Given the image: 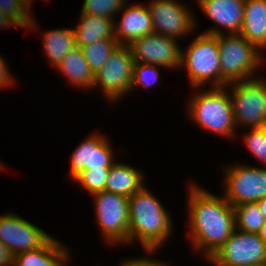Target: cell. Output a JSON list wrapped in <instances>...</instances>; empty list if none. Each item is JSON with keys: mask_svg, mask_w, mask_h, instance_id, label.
<instances>
[{"mask_svg": "<svg viewBox=\"0 0 266 266\" xmlns=\"http://www.w3.org/2000/svg\"><path fill=\"white\" fill-rule=\"evenodd\" d=\"M201 10L230 33L242 27L245 0H198Z\"/></svg>", "mask_w": 266, "mask_h": 266, "instance_id": "2e32d148", "label": "cell"}, {"mask_svg": "<svg viewBox=\"0 0 266 266\" xmlns=\"http://www.w3.org/2000/svg\"><path fill=\"white\" fill-rule=\"evenodd\" d=\"M113 157L108 140L92 134L74 150L70 160V175L74 179L84 169L111 167L115 163Z\"/></svg>", "mask_w": 266, "mask_h": 266, "instance_id": "5bb4252c", "label": "cell"}, {"mask_svg": "<svg viewBox=\"0 0 266 266\" xmlns=\"http://www.w3.org/2000/svg\"><path fill=\"white\" fill-rule=\"evenodd\" d=\"M118 45L116 38H104L80 48L89 67L96 74Z\"/></svg>", "mask_w": 266, "mask_h": 266, "instance_id": "cb8c5ba5", "label": "cell"}, {"mask_svg": "<svg viewBox=\"0 0 266 266\" xmlns=\"http://www.w3.org/2000/svg\"><path fill=\"white\" fill-rule=\"evenodd\" d=\"M224 198L232 205L257 202L266 197V169L245 166L226 170Z\"/></svg>", "mask_w": 266, "mask_h": 266, "instance_id": "30bf717a", "label": "cell"}, {"mask_svg": "<svg viewBox=\"0 0 266 266\" xmlns=\"http://www.w3.org/2000/svg\"><path fill=\"white\" fill-rule=\"evenodd\" d=\"M219 29L208 30L217 36L220 53V87L232 82L252 78L251 75L262 62L258 49L240 33H229L227 37Z\"/></svg>", "mask_w": 266, "mask_h": 266, "instance_id": "3957f363", "label": "cell"}, {"mask_svg": "<svg viewBox=\"0 0 266 266\" xmlns=\"http://www.w3.org/2000/svg\"><path fill=\"white\" fill-rule=\"evenodd\" d=\"M26 2H27L28 7L30 8V6H31V0H26Z\"/></svg>", "mask_w": 266, "mask_h": 266, "instance_id": "d590c367", "label": "cell"}, {"mask_svg": "<svg viewBox=\"0 0 266 266\" xmlns=\"http://www.w3.org/2000/svg\"><path fill=\"white\" fill-rule=\"evenodd\" d=\"M190 230L194 248L206 249L208 259L225 243L235 229L233 206L197 185L189 193Z\"/></svg>", "mask_w": 266, "mask_h": 266, "instance_id": "6da1fadb", "label": "cell"}, {"mask_svg": "<svg viewBox=\"0 0 266 266\" xmlns=\"http://www.w3.org/2000/svg\"><path fill=\"white\" fill-rule=\"evenodd\" d=\"M43 39L46 56L55 67L69 51L77 47L74 31L71 28L52 30L47 32Z\"/></svg>", "mask_w": 266, "mask_h": 266, "instance_id": "7402d4cb", "label": "cell"}, {"mask_svg": "<svg viewBox=\"0 0 266 266\" xmlns=\"http://www.w3.org/2000/svg\"><path fill=\"white\" fill-rule=\"evenodd\" d=\"M134 63L129 46L118 45L95 74L93 86L101 85L103 94L116 101L130 91Z\"/></svg>", "mask_w": 266, "mask_h": 266, "instance_id": "9c48e42d", "label": "cell"}, {"mask_svg": "<svg viewBox=\"0 0 266 266\" xmlns=\"http://www.w3.org/2000/svg\"><path fill=\"white\" fill-rule=\"evenodd\" d=\"M209 260L215 266H266V244L258 234L235 228Z\"/></svg>", "mask_w": 266, "mask_h": 266, "instance_id": "52a82bcc", "label": "cell"}, {"mask_svg": "<svg viewBox=\"0 0 266 266\" xmlns=\"http://www.w3.org/2000/svg\"><path fill=\"white\" fill-rule=\"evenodd\" d=\"M18 26V24L9 16L0 11V27L8 28L9 26Z\"/></svg>", "mask_w": 266, "mask_h": 266, "instance_id": "d6a6232c", "label": "cell"}, {"mask_svg": "<svg viewBox=\"0 0 266 266\" xmlns=\"http://www.w3.org/2000/svg\"><path fill=\"white\" fill-rule=\"evenodd\" d=\"M12 77L9 74L8 68L5 65L2 58H0V87H8L7 85H12Z\"/></svg>", "mask_w": 266, "mask_h": 266, "instance_id": "4dcf8cb0", "label": "cell"}, {"mask_svg": "<svg viewBox=\"0 0 266 266\" xmlns=\"http://www.w3.org/2000/svg\"><path fill=\"white\" fill-rule=\"evenodd\" d=\"M231 84L235 125L266 126V80L253 77Z\"/></svg>", "mask_w": 266, "mask_h": 266, "instance_id": "8992f818", "label": "cell"}, {"mask_svg": "<svg viewBox=\"0 0 266 266\" xmlns=\"http://www.w3.org/2000/svg\"><path fill=\"white\" fill-rule=\"evenodd\" d=\"M135 63L158 65L166 68L181 66V51L176 40L160 34H149L129 45Z\"/></svg>", "mask_w": 266, "mask_h": 266, "instance_id": "4fadbf2b", "label": "cell"}, {"mask_svg": "<svg viewBox=\"0 0 266 266\" xmlns=\"http://www.w3.org/2000/svg\"><path fill=\"white\" fill-rule=\"evenodd\" d=\"M142 179L135 168L116 162L110 167L105 191L129 198L143 186Z\"/></svg>", "mask_w": 266, "mask_h": 266, "instance_id": "ffe728a7", "label": "cell"}, {"mask_svg": "<svg viewBox=\"0 0 266 266\" xmlns=\"http://www.w3.org/2000/svg\"><path fill=\"white\" fill-rule=\"evenodd\" d=\"M124 3L125 0H84L81 13L113 20L112 16L121 8L123 9Z\"/></svg>", "mask_w": 266, "mask_h": 266, "instance_id": "4316f807", "label": "cell"}, {"mask_svg": "<svg viewBox=\"0 0 266 266\" xmlns=\"http://www.w3.org/2000/svg\"><path fill=\"white\" fill-rule=\"evenodd\" d=\"M181 66L187 68L192 86L201 87L214 80L213 87H220V53L217 36L203 33L188 47L181 51Z\"/></svg>", "mask_w": 266, "mask_h": 266, "instance_id": "5b68a950", "label": "cell"}, {"mask_svg": "<svg viewBox=\"0 0 266 266\" xmlns=\"http://www.w3.org/2000/svg\"><path fill=\"white\" fill-rule=\"evenodd\" d=\"M93 196L105 240L110 244L129 242V198L105 190Z\"/></svg>", "mask_w": 266, "mask_h": 266, "instance_id": "ba28073f", "label": "cell"}, {"mask_svg": "<svg viewBox=\"0 0 266 266\" xmlns=\"http://www.w3.org/2000/svg\"><path fill=\"white\" fill-rule=\"evenodd\" d=\"M13 266V256L5 245L0 241V266Z\"/></svg>", "mask_w": 266, "mask_h": 266, "instance_id": "1f68e13d", "label": "cell"}, {"mask_svg": "<svg viewBox=\"0 0 266 266\" xmlns=\"http://www.w3.org/2000/svg\"><path fill=\"white\" fill-rule=\"evenodd\" d=\"M256 203L258 204L259 209L261 210V212H262V214L266 220V197L258 200Z\"/></svg>", "mask_w": 266, "mask_h": 266, "instance_id": "836d02e7", "label": "cell"}, {"mask_svg": "<svg viewBox=\"0 0 266 266\" xmlns=\"http://www.w3.org/2000/svg\"><path fill=\"white\" fill-rule=\"evenodd\" d=\"M51 236L16 214L0 216V241L14 257L40 248Z\"/></svg>", "mask_w": 266, "mask_h": 266, "instance_id": "7c38bea8", "label": "cell"}, {"mask_svg": "<svg viewBox=\"0 0 266 266\" xmlns=\"http://www.w3.org/2000/svg\"><path fill=\"white\" fill-rule=\"evenodd\" d=\"M239 33L257 49L266 48V0H245Z\"/></svg>", "mask_w": 266, "mask_h": 266, "instance_id": "e0dca14e", "label": "cell"}, {"mask_svg": "<svg viewBox=\"0 0 266 266\" xmlns=\"http://www.w3.org/2000/svg\"><path fill=\"white\" fill-rule=\"evenodd\" d=\"M68 249L50 237L40 248L18 253L13 257L14 266H64Z\"/></svg>", "mask_w": 266, "mask_h": 266, "instance_id": "ac0fdd59", "label": "cell"}, {"mask_svg": "<svg viewBox=\"0 0 266 266\" xmlns=\"http://www.w3.org/2000/svg\"><path fill=\"white\" fill-rule=\"evenodd\" d=\"M191 119L204 129L225 137H233L235 122L230 94L223 87H212L191 98Z\"/></svg>", "mask_w": 266, "mask_h": 266, "instance_id": "277c9868", "label": "cell"}, {"mask_svg": "<svg viewBox=\"0 0 266 266\" xmlns=\"http://www.w3.org/2000/svg\"><path fill=\"white\" fill-rule=\"evenodd\" d=\"M235 228L244 232L258 234L266 222L256 202L243 203L233 206Z\"/></svg>", "mask_w": 266, "mask_h": 266, "instance_id": "603a6c76", "label": "cell"}, {"mask_svg": "<svg viewBox=\"0 0 266 266\" xmlns=\"http://www.w3.org/2000/svg\"><path fill=\"white\" fill-rule=\"evenodd\" d=\"M79 21L76 29H73L76 45L79 48L100 39L115 38V22L110 18L81 13Z\"/></svg>", "mask_w": 266, "mask_h": 266, "instance_id": "d6986e66", "label": "cell"}, {"mask_svg": "<svg viewBox=\"0 0 266 266\" xmlns=\"http://www.w3.org/2000/svg\"><path fill=\"white\" fill-rule=\"evenodd\" d=\"M29 10L26 0H0V11L12 18L22 28H35V22L32 20Z\"/></svg>", "mask_w": 266, "mask_h": 266, "instance_id": "d4e9b609", "label": "cell"}, {"mask_svg": "<svg viewBox=\"0 0 266 266\" xmlns=\"http://www.w3.org/2000/svg\"><path fill=\"white\" fill-rule=\"evenodd\" d=\"M120 266H166V264L160 263L158 261L146 258H136L135 260H127L123 262Z\"/></svg>", "mask_w": 266, "mask_h": 266, "instance_id": "f546056e", "label": "cell"}, {"mask_svg": "<svg viewBox=\"0 0 266 266\" xmlns=\"http://www.w3.org/2000/svg\"><path fill=\"white\" fill-rule=\"evenodd\" d=\"M55 68L68 77L74 86H80L82 89L94 87L95 74L89 67L79 47L69 51Z\"/></svg>", "mask_w": 266, "mask_h": 266, "instance_id": "44dd1931", "label": "cell"}, {"mask_svg": "<svg viewBox=\"0 0 266 266\" xmlns=\"http://www.w3.org/2000/svg\"><path fill=\"white\" fill-rule=\"evenodd\" d=\"M147 8L156 34L176 40V37L189 34L195 27L190 9L175 0H154L148 3Z\"/></svg>", "mask_w": 266, "mask_h": 266, "instance_id": "8fae6325", "label": "cell"}, {"mask_svg": "<svg viewBox=\"0 0 266 266\" xmlns=\"http://www.w3.org/2000/svg\"><path fill=\"white\" fill-rule=\"evenodd\" d=\"M258 235H259L260 239L266 244V222L264 223V225L260 229Z\"/></svg>", "mask_w": 266, "mask_h": 266, "instance_id": "e575fe53", "label": "cell"}, {"mask_svg": "<svg viewBox=\"0 0 266 266\" xmlns=\"http://www.w3.org/2000/svg\"><path fill=\"white\" fill-rule=\"evenodd\" d=\"M158 65L134 63L133 66V79L130 90L142 84L144 87H150L159 80Z\"/></svg>", "mask_w": 266, "mask_h": 266, "instance_id": "83f0119b", "label": "cell"}, {"mask_svg": "<svg viewBox=\"0 0 266 266\" xmlns=\"http://www.w3.org/2000/svg\"><path fill=\"white\" fill-rule=\"evenodd\" d=\"M110 167L84 169L73 180L87 189L89 193L95 194L105 190Z\"/></svg>", "mask_w": 266, "mask_h": 266, "instance_id": "484cf974", "label": "cell"}, {"mask_svg": "<svg viewBox=\"0 0 266 266\" xmlns=\"http://www.w3.org/2000/svg\"><path fill=\"white\" fill-rule=\"evenodd\" d=\"M244 139L251 153L266 163V126L252 128L251 132L244 136Z\"/></svg>", "mask_w": 266, "mask_h": 266, "instance_id": "f1b7e54d", "label": "cell"}, {"mask_svg": "<svg viewBox=\"0 0 266 266\" xmlns=\"http://www.w3.org/2000/svg\"><path fill=\"white\" fill-rule=\"evenodd\" d=\"M171 223L168 212L145 186L129 197V242L139 239L152 253L170 236Z\"/></svg>", "mask_w": 266, "mask_h": 266, "instance_id": "7a4b0ae2", "label": "cell"}, {"mask_svg": "<svg viewBox=\"0 0 266 266\" xmlns=\"http://www.w3.org/2000/svg\"><path fill=\"white\" fill-rule=\"evenodd\" d=\"M124 9L122 20L117 27L114 25V36L119 45H129L140 37L154 33L147 6L136 4Z\"/></svg>", "mask_w": 266, "mask_h": 266, "instance_id": "9a60e30c", "label": "cell"}]
</instances>
